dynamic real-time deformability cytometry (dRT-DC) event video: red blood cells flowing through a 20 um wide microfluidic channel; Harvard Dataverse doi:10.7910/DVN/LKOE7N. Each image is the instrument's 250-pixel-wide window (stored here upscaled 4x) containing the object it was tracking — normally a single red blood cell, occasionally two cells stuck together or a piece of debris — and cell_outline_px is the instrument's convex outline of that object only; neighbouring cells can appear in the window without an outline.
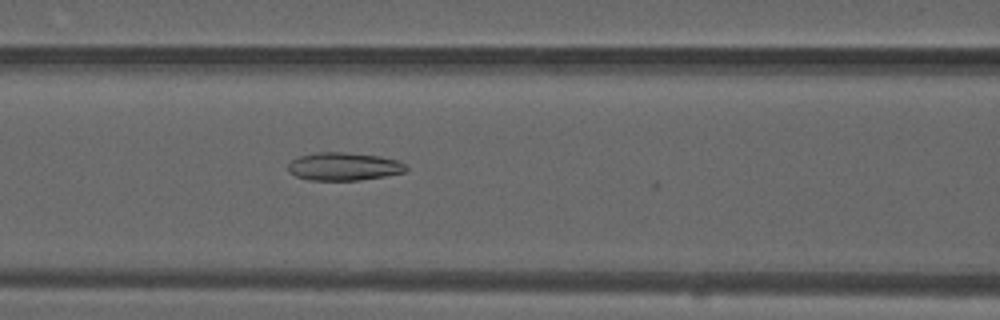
{"species": "common noctule bat (a hibernating species)", "species_latin": "Nyctalus noctula", "temperature_condition": "warm", "stored_images_in_passage": 52, "camera_frame_rate_fps": 3000, "um_per_image_px": 0.085, "animal": {"sex": "male", "forearm_length_mm": 52.5}, "frame": {"image": 1, "passage_image": 23, "time_ms": 7.333, "image_size_px": [1000, 320], "cell_outline_px": [[408, 168], [404, 172], [384, 176], [360, 180], [308, 180], [296, 176], [288, 172], [288, 164], [292, 160], [300, 156], [316, 152], [344, 152], [380, 156], [396, 160], [404, 164]], "centroid_in_image_um": [29.19, 14.15], "position_along_channel_um": 137.4, "area_um2": 19.19}}
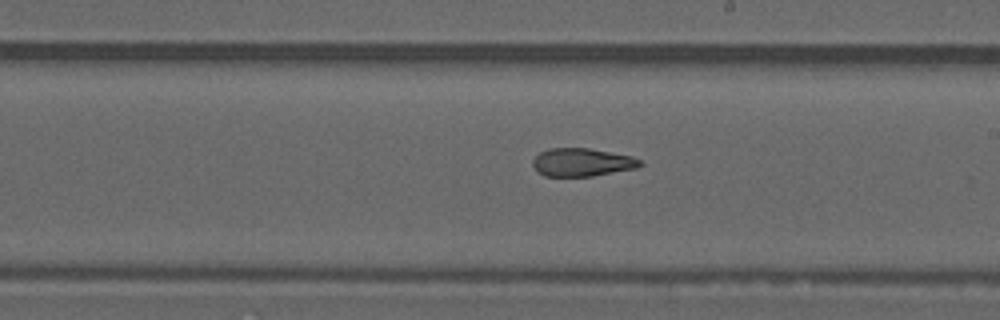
{"frame": {"image": 2, "passage_image": 31, "time_ms": 10.0, "image_size_px": [1000, 320], "cell_outline_px": [[644, 164], [636, 168], [592, 176], [544, 176], [536, 172], [532, 164], [532, 160], [540, 152], [548, 148], [588, 148], [632, 156], [640, 160]], "centroid_in_image_um": [49.44, 13.79], "position_along_channel_um": 239.6, "area_um2": 17.63}}
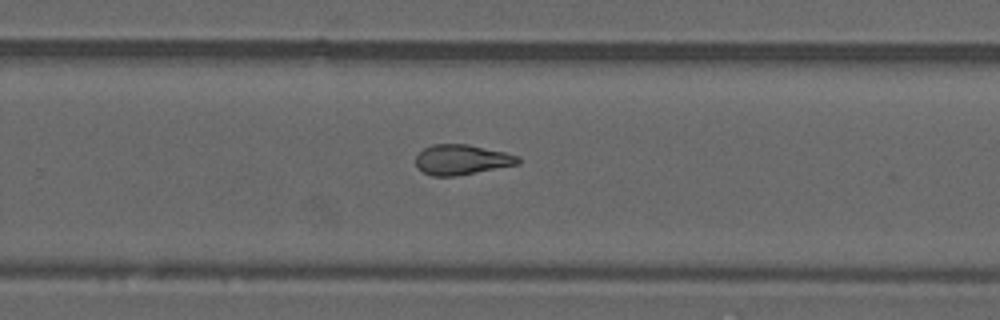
{"frame": {"image": 3, "passage_image": 35, "time_ms": 11.333, "image_size_px": [1000, 320], "cell_outline_px": [[520, 164], [456, 176], [432, 176], [424, 172], [416, 164], [416, 156], [424, 148], [432, 144], [468, 144], [504, 152], [520, 156]], "centroid_in_image_um": [39.27, 13.57], "position_along_channel_um": 290.5, "area_um2": 17.92}, "authors_computed_cell_mechanics": {"area_um2": 19.1607, "velocity_mm_per_s": 3.8409, "shape_relaxation_time_tau1_ms": null, "shape_relaxation_time_tau2_ms": 2.6535, "deformation_change_tau1": null, "deformation_change_tau2": 0.0986}}